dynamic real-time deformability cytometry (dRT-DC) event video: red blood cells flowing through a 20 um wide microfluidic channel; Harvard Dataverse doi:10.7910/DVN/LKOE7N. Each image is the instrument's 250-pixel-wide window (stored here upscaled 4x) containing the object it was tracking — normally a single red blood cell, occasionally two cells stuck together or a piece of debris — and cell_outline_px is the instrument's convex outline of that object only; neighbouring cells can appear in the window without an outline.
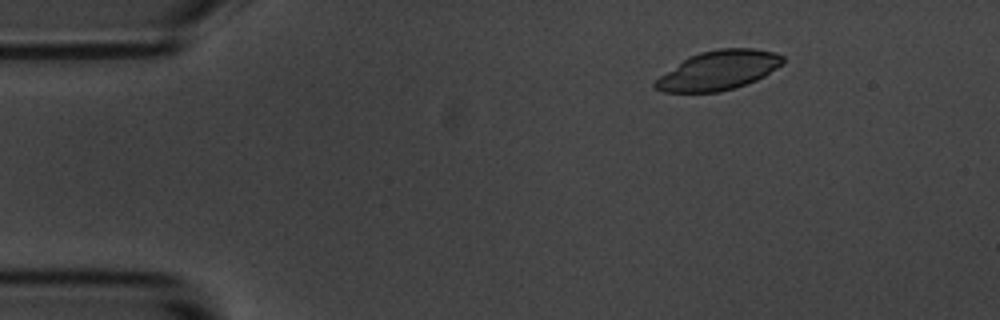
{"species": "common noctule bat (a hibernating species)", "species_latin": "Nyctalus noctula", "temperature_condition": "room temperature", "stored_images_in_passage": 50, "camera_frame_rate_fps": 3000, "um_per_image_px": 0.085, "animal": {"sex": "male", "body_mass_g": 20.1, "forearm_length_mm": 53.5}, "frame": {"image": 1, "passage_image": 1, "time_ms": 0.0, "image_size_px": [1000, 320], "cell_outline_px": [[784, 64], [764, 76], [756, 80], [736, 88], [720, 92], [664, 92], [656, 88], [652, 84], [660, 76], [688, 56], [700, 52], [716, 48], [752, 48], [776, 52], [784, 56]], "centroid_in_image_um": [61.11, 5.97], "position_along_channel_um": 23.9, "area_um2": 29.36}}